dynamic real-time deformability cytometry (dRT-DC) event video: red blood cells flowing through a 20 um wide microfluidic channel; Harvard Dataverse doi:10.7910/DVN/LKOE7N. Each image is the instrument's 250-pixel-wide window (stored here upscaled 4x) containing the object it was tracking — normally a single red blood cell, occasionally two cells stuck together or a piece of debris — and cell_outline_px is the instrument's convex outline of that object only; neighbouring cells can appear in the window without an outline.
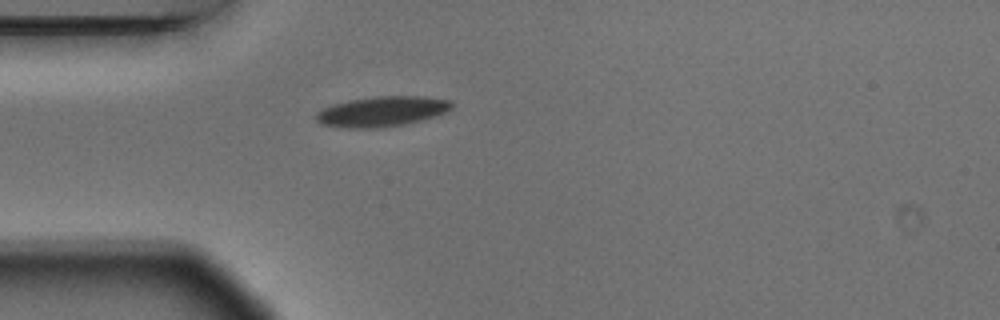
{"species": "Egyptian fruit bat (a non-hibernating species)", "species_latin": "Rousettus aegyptiacus", "temperature_condition": "warm", "stored_images_in_passage": 1, "camera_frame_rate_fps": 3000, "um_per_image_px": 0.085, "animal": {"sex": "male"}, "frame": {"image": 1, "passage_image": 1, "time_ms": 0.0, "image_size_px": [1000, 320], "cell_outline_px": [[452, 108], [444, 112], [420, 120], [404, 124], [376, 128], [348, 128], [324, 124], [316, 120], [316, 112], [320, 108], [332, 104], [348, 100], [376, 96], [424, 96], [452, 100]], "centroid_in_image_um": [32.43, 9.46], "position_along_channel_um": 52.6, "area_um2": 23.76}}